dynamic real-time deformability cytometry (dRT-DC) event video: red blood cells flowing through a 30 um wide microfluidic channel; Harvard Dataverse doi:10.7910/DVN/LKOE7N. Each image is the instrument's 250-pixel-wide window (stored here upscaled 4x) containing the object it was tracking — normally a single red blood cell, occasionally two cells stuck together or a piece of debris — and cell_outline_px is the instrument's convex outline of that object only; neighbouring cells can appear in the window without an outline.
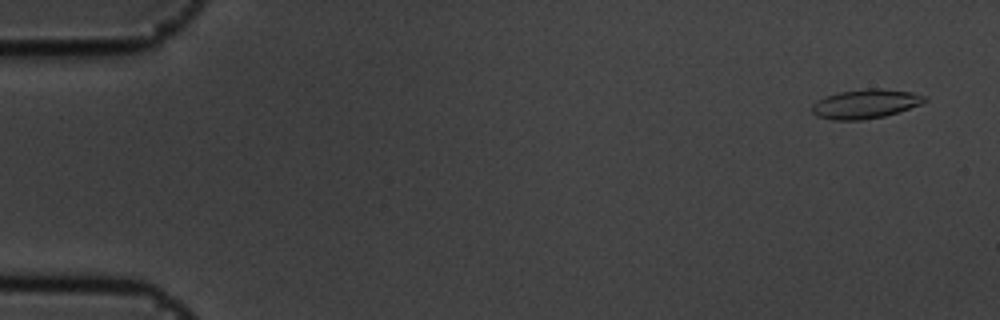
{"species": "common noctule bat (a hibernating species)", "species_latin": "Nyctalus noctula", "temperature_condition": "cold", "stored_images_in_passage": 6, "camera_frame_rate_fps": 3000, "um_per_image_px": 0.085, "animal": {"sex": "male", "body_mass_g": 19.5, "forearm_length_mm": 54.6}, "frame": {"image": 1, "passage_image": 1, "time_ms": 0.0, "image_size_px": [1000, 320], "cell_outline_px": [[928, 100], [920, 104], [884, 116], [860, 120], [832, 120], [816, 116], [812, 112], [812, 104], [816, 100], [824, 96], [840, 92], [868, 88], [880, 88], [912, 92], [928, 96]], "centroid_in_image_um": [73.54, 8.82], "position_along_channel_um": 11.5, "area_um2": 19.19}}